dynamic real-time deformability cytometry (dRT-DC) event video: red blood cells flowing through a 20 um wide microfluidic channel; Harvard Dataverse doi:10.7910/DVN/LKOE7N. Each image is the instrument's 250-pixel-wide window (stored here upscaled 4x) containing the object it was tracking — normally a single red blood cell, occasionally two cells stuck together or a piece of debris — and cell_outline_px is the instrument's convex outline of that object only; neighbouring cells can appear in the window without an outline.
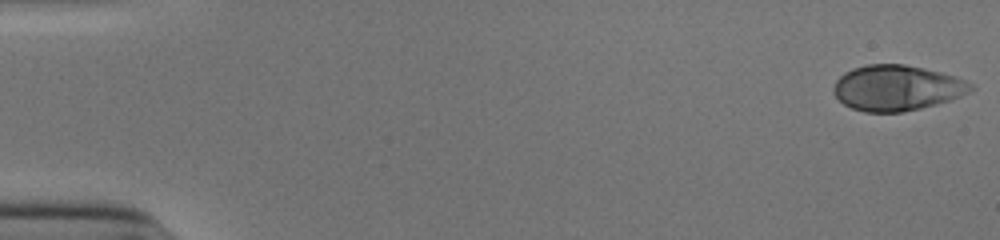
{"species": "human", "species_latin": "Homo sapiens", "temperature_condition": "cold", "stored_images_in_passage": 52, "camera_frame_rate_fps": 3000, "um_per_image_px": 0.085, "donor": {"sex": "male"}, "frame": {"image": 1, "passage_image": 1, "time_ms": 0.0, "image_size_px": [1000, 240], "cell_outline_px": [[976, 88], [952, 100], [920, 108], [900, 112], [864, 112], [852, 108], [844, 104], [832, 92], [832, 88], [836, 80], [844, 72], [852, 68], [868, 64], [904, 64], [924, 68], [956, 76], [972, 84]], "centroid_in_image_um": [76.22, 7.46], "position_along_channel_um": 8.8, "area_um2": 36.47}}
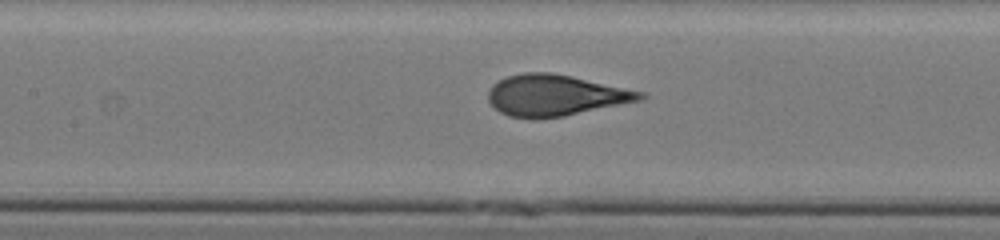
{"frame": {"image": 2, "passage_image": 25, "time_ms": 8.0, "image_size_px": [1000, 240], "cell_outline_px": [[648, 96], [644, 100], [564, 116], [532, 120], [508, 116], [500, 112], [488, 100], [488, 88], [492, 84], [508, 76], [524, 72], [552, 72], [572, 76], [644, 92]], "centroid_in_image_um": [47.21, 8.11], "position_along_channel_um": 160.2, "area_um2": 36.82}}
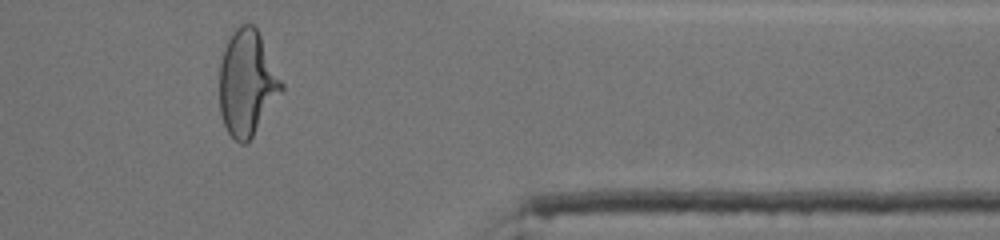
{"frame": {"image": 3, "passage_image": 44, "time_ms": 14.333, "image_size_px": [1000, 240], "cell_outline_px": [[284, 88], [252, 136], [244, 144], [240, 144], [228, 132], [224, 124], [220, 112], [220, 64], [224, 48], [232, 32], [240, 24], [252, 24], [256, 28], [284, 84]], "centroid_in_image_um": [20.99, 7.05], "position_along_channel_um": 390.4, "area_um2": 37.51}}